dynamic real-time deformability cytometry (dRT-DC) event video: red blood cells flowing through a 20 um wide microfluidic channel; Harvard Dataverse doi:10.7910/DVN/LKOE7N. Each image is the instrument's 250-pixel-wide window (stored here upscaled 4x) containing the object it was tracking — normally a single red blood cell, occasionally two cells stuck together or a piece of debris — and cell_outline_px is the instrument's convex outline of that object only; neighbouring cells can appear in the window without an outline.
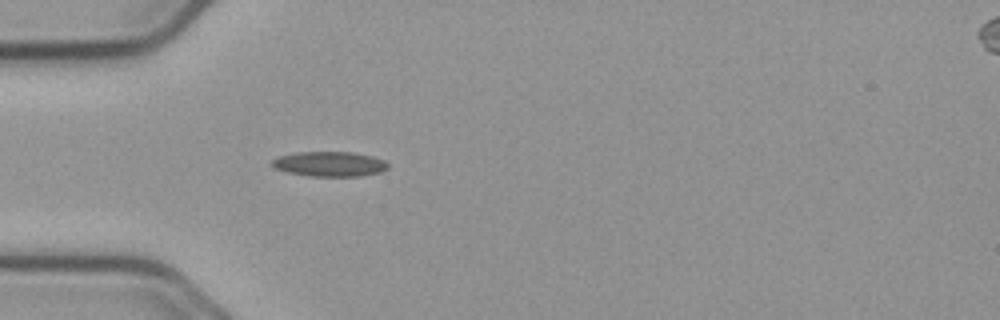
{"species": "common noctule bat (a hibernating species)", "species_latin": "Nyctalus noctula", "temperature_condition": "cold", "stored_images_in_passage": 42, "camera_frame_rate_fps": 3000, "um_per_image_px": 0.085, "animal": {"sex": "male", "body_mass_g": 23.1, "forearm_length_mm": 52.7}, "frame": {"image": 1, "passage_image": 4, "time_ms": 1.0, "image_size_px": [1000, 320], "cell_outline_px": [[388, 168], [380, 172], [360, 176], [308, 176], [288, 172], [272, 168], [272, 160], [280, 156], [296, 152], [352, 152], [372, 156], [384, 160], [388, 164]], "centroid_in_image_um": [28.01, 13.94], "position_along_channel_um": 57.0, "area_um2": 16.82}}
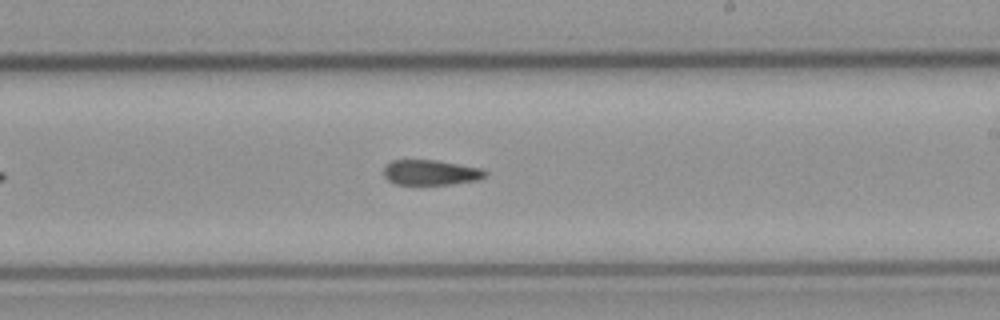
{"frame": {"image": 2, "passage_image": 20, "time_ms": 6.333, "image_size_px": [1000, 320], "cell_outline_px": [[488, 176], [476, 180], [452, 184], [396, 184], [388, 180], [384, 176], [384, 164], [392, 160], [436, 160], [484, 168], [488, 172]], "centroid_in_image_um": [36.64, 14.65], "position_along_channel_um": 252.4, "area_um2": 15.09}}
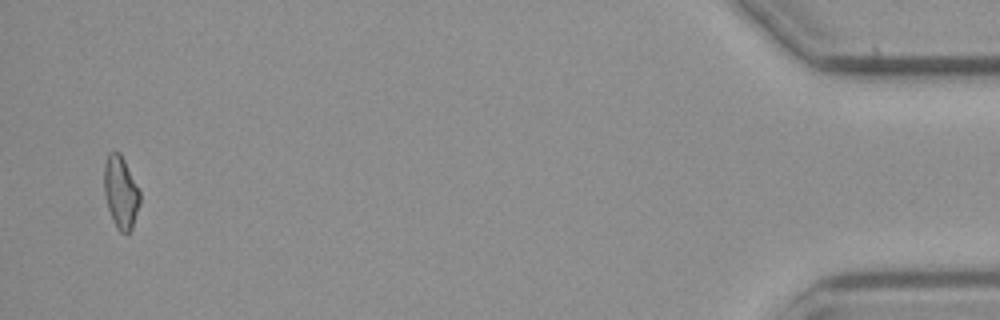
{"frame": {"image": 3, "passage_image": 41, "time_ms": 13.333, "image_size_px": [1000, 320], "cell_outline_px": [[140, 204], [132, 228], [128, 236], [120, 232], [116, 228], [112, 220], [104, 196], [104, 164], [108, 152], [120, 152], [140, 192]], "centroid_in_image_um": [10.25, 16.39], "position_along_channel_um": 424.9, "area_um2": 15.26}}